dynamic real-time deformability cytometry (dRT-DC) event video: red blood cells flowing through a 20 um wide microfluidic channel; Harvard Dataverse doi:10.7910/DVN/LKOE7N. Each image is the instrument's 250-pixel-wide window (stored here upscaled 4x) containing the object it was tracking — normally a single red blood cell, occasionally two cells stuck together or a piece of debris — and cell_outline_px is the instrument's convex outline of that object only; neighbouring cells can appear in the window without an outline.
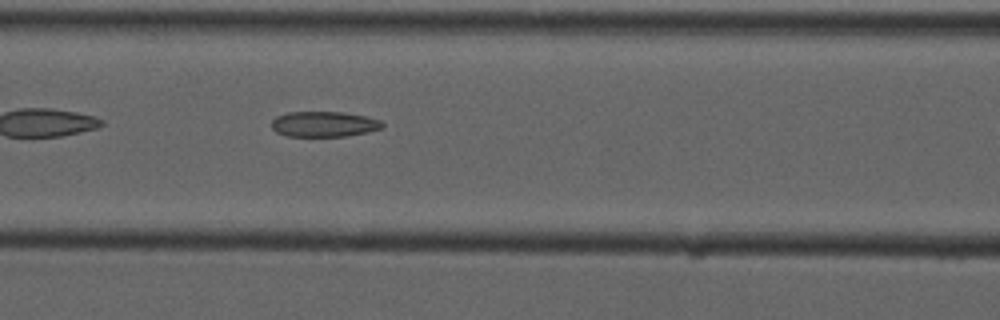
{"species": "common noctule bat (a hibernating species)", "species_latin": "Nyctalus noctula", "temperature_condition": "cold", "stored_images_in_passage": 4, "camera_frame_rate_fps": 3000, "um_per_image_px": 0.085, "animal": {"sex": "male", "forearm_length_mm": 52.5}, "frame": {"image": 1, "passage_image": 3, "time_ms": 2.333, "image_size_px": [1000, 320], "cell_outline_px": [[384, 128], [368, 132], [344, 136], [288, 136], [276, 132], [272, 128], [272, 120], [276, 116], [288, 112], [344, 112], [364, 116], [380, 120], [384, 124]], "centroid_in_image_um": [27.54, 10.55], "position_along_channel_um": 139.1, "area_um2": 16.42}}